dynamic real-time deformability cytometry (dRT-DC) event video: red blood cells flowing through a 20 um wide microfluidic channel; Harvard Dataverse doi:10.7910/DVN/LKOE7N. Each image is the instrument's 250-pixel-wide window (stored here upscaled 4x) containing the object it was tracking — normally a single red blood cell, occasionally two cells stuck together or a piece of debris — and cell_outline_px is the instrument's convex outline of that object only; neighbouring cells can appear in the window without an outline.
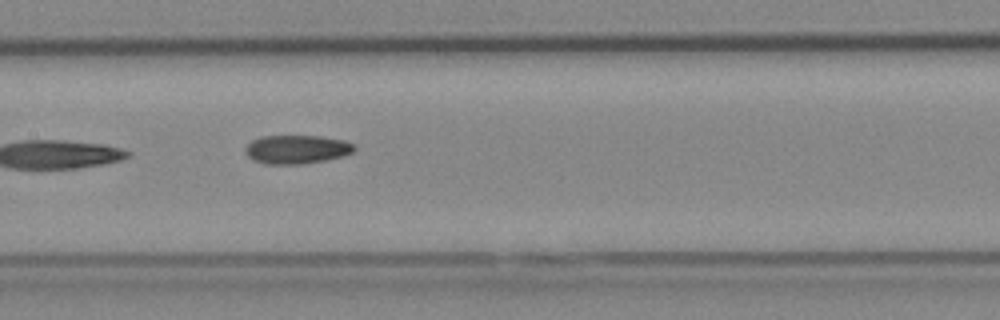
{"species": "Egyptian fruit bat (a non-hibernating species)", "species_latin": "Rousettus aegyptiacus", "temperature_condition": "cold", "stored_images_in_passage": 8, "camera_frame_rate_fps": 3000, "um_per_image_px": 0.085, "animal": {"sex": "female"}, "frame": {"image": 1, "passage_image": 7, "time_ms": 2.0, "image_size_px": [1000, 320], "cell_outline_px": [[356, 148], [352, 152], [344, 156], [324, 160], [300, 164], [264, 164], [248, 156], [244, 152], [244, 148], [252, 140], [260, 136], [320, 136], [344, 140], [356, 144]], "centroid_in_image_um": [25.23, 12.69], "position_along_channel_um": 182.2, "area_um2": 18.26}}